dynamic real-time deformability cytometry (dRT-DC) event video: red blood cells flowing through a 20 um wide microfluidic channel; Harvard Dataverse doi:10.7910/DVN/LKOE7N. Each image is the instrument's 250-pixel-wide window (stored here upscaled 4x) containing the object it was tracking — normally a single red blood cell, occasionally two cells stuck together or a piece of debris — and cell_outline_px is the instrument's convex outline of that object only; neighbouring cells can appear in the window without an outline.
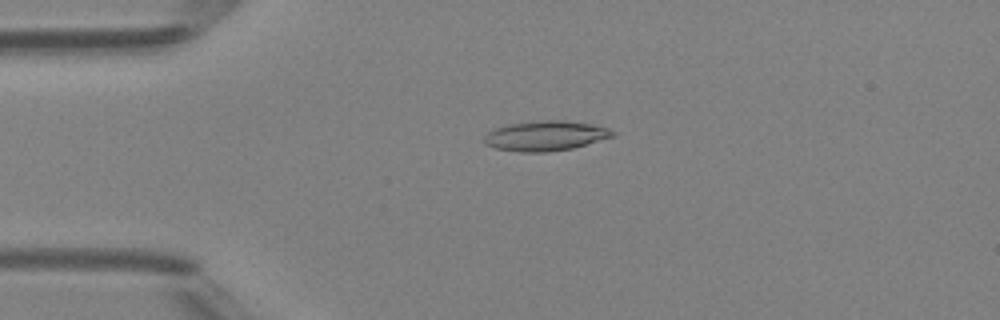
{"species": "Egyptian fruit bat (a non-hibernating species)", "species_latin": "Rousettus aegyptiacus", "temperature_condition": "room temperature", "stored_images_in_passage": 38, "camera_frame_rate_fps": 3000, "um_per_image_px": 0.085, "animal": {"sex": "female"}, "frame": {"image": 1, "passage_image": 1, "time_ms": 0.0, "image_size_px": [1000, 320], "cell_outline_px": [[616, 136], [572, 148], [548, 152], [520, 152], [496, 148], [484, 144], [484, 136], [488, 132], [496, 128], [508, 124], [540, 120], [564, 120], [592, 124], [608, 128], [616, 132]], "centroid_in_image_um": [46.39, 11.54], "position_along_channel_um": 38.6, "area_um2": 22.48}}
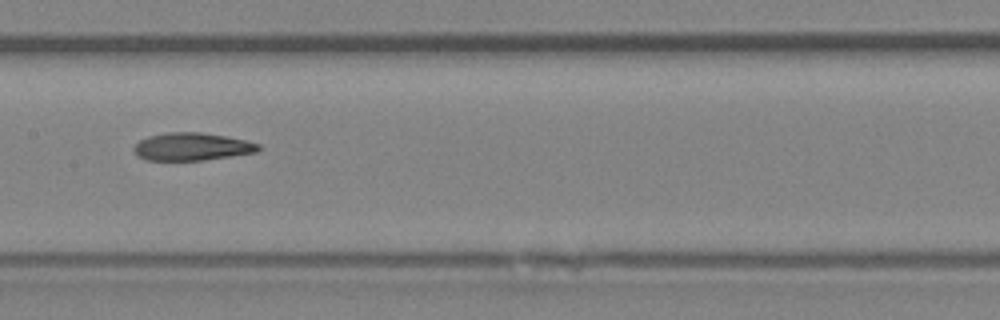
{"frame": {"image": 2, "passage_image": 14, "time_ms": 4.333, "image_size_px": [1000, 320], "cell_outline_px": [[260, 148], [256, 152], [232, 156], [204, 160], [144, 160], [136, 156], [132, 148], [140, 140], [148, 136], [168, 132], [200, 132], [224, 136], [244, 140], [260, 144]], "centroid_in_image_um": [16.27, 12.47], "position_along_channel_um": 191.1, "area_um2": 20.11}}
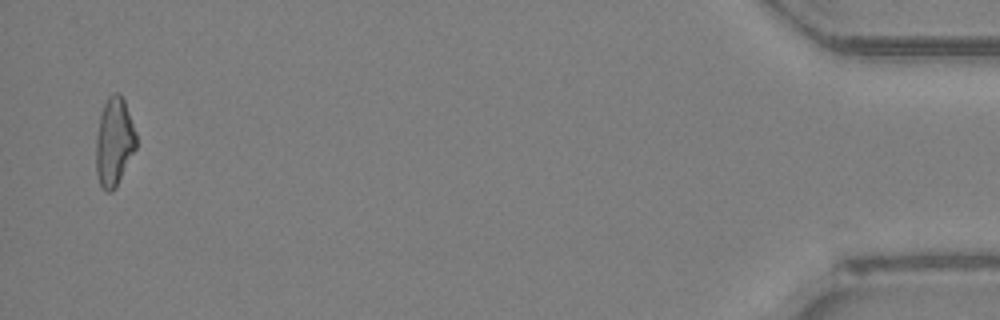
{"frame": {"image": 3, "passage_image": 37, "time_ms": 12.0, "image_size_px": [1000, 320], "cell_outline_px": [[136, 148], [116, 188], [112, 192], [104, 192], [100, 188], [96, 172], [96, 136], [100, 116], [104, 104], [108, 96], [116, 92], [124, 100], [136, 132]], "centroid_in_image_um": [9.69, 12.12], "position_along_channel_um": 425.5, "area_um2": 20.81}, "authors_computed_cell_mechanics": {"area_um2": 20.6057, "velocity_mm_per_s": 4.2362, "shape_relaxation_time_tau1_ms": null, "shape_relaxation_time_tau2_ms": 3.9376, "deformation_change_tau1": null, "deformation_change_tau2": 0.1336}}